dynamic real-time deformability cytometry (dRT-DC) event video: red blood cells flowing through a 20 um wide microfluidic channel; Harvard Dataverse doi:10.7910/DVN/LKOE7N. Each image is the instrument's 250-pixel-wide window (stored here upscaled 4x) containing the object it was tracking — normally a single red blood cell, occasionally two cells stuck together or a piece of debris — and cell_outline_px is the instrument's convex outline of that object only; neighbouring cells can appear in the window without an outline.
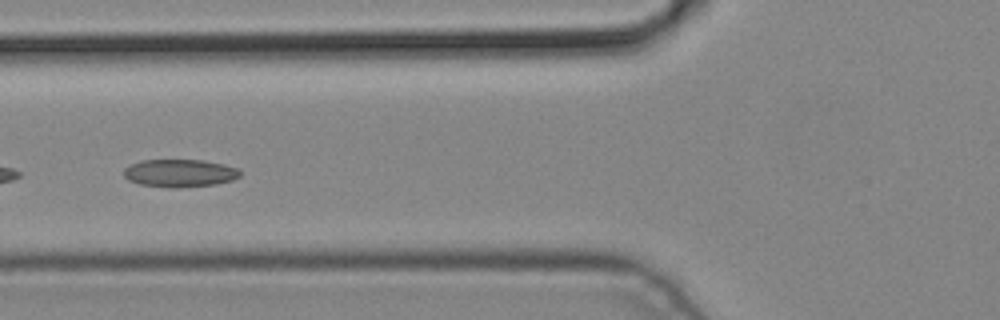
{"species": "common noctule bat (a hibernating species)", "species_latin": "Nyctalus noctula", "temperature_condition": "cold", "stored_images_in_passage": 5, "camera_frame_rate_fps": 3000, "um_per_image_px": 0.085, "animal": {"sex": "male", "body_mass_g": 19.2, "forearm_length_mm": 51.8}, "frame": {"image": 1, "passage_image": 5, "time_ms": 1.333, "image_size_px": [1000, 320], "cell_outline_px": [[240, 176], [232, 180], [216, 184], [172, 188], [168, 188], [140, 184], [128, 180], [124, 176], [124, 168], [140, 160], [204, 160], [224, 164], [240, 168]], "centroid_in_image_um": [15.29, 14.71], "position_along_channel_um": 110.5, "area_um2": 18.9}}